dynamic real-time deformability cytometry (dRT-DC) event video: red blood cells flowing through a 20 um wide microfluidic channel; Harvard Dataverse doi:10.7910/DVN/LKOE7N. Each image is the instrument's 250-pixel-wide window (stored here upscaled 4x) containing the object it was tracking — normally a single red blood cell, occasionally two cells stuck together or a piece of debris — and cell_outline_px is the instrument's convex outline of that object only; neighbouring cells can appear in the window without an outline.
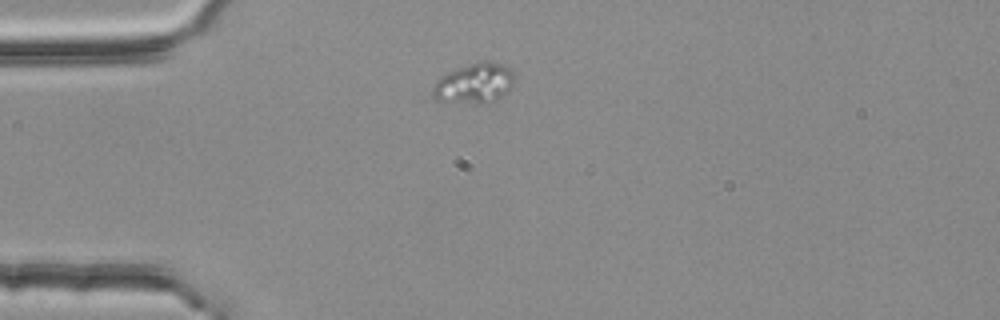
{"species": "common noctule bat (a hibernating species)", "species_latin": "Nyctalus noctula", "temperature_condition": "room temperature", "stored_images_in_passage": 35, "camera_frame_rate_fps": 3000, "um_per_image_px": 0.085, "animal": {"sex": "female", "body_mass_g": 25.1}, "frame": {"image": 1, "passage_image": 1, "time_ms": 0.0, "image_size_px": [1000, 320], "cell_outline_px": [[516, 80], [508, 92], [496, 100], [484, 104], [476, 104], [436, 100], [432, 96], [432, 88], [436, 80], [440, 76], [456, 68], [484, 60], [508, 64], [512, 68], [516, 76]], "centroid_in_image_um": [40.37, 7.07], "position_along_channel_um": 44.6, "area_um2": 19.77}}
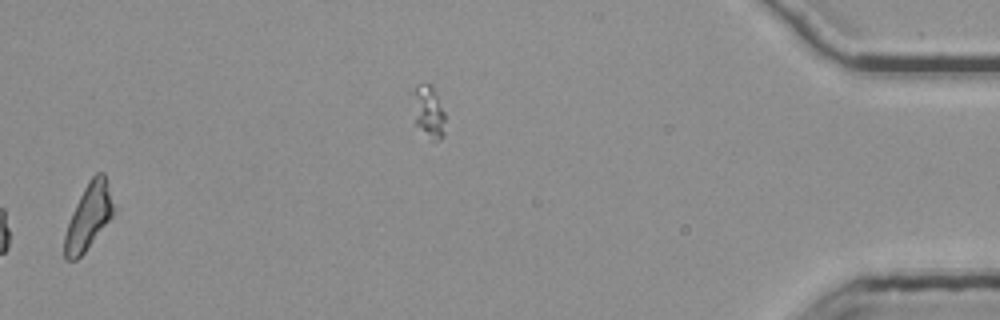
{"frame": {"image": 2, "passage_image": 35, "time_ms": 11.333, "image_size_px": [1000, 320], "cell_outline_px": [[112, 216], [84, 252], [76, 260], [64, 260], [64, 236], [72, 212], [88, 180], [96, 172], [104, 172], [112, 204]], "centroid_in_image_um": [7.48, 18.43], "position_along_channel_um": 427.7, "area_um2": 18.09}}